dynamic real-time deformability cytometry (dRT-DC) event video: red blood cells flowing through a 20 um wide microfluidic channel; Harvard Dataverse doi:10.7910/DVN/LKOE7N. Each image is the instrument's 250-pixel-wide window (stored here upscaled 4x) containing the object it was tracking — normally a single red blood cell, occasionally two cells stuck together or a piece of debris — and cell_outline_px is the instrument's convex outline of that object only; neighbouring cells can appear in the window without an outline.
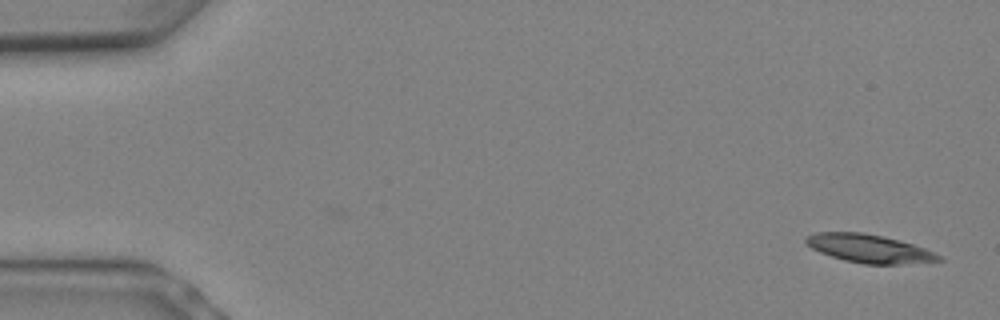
{"species": "Egyptian fruit bat (a non-hibernating species)", "species_latin": "Rousettus aegyptiacus", "temperature_condition": "warm", "stored_images_in_passage": 2, "camera_frame_rate_fps": 3000, "um_per_image_px": 0.085, "animal": {"sex": "female"}, "frame": {"image": 1, "passage_image": 2, "time_ms": 0.333, "image_size_px": [1000, 320], "cell_outline_px": [[944, 260], [900, 264], [864, 264], [844, 260], [820, 252], [812, 248], [804, 240], [804, 236], [816, 232], [864, 232], [912, 244], [924, 248], [940, 256]], "centroid_in_image_um": [73.82, 21.12], "position_along_channel_um": 11.2, "area_um2": 21.56}}